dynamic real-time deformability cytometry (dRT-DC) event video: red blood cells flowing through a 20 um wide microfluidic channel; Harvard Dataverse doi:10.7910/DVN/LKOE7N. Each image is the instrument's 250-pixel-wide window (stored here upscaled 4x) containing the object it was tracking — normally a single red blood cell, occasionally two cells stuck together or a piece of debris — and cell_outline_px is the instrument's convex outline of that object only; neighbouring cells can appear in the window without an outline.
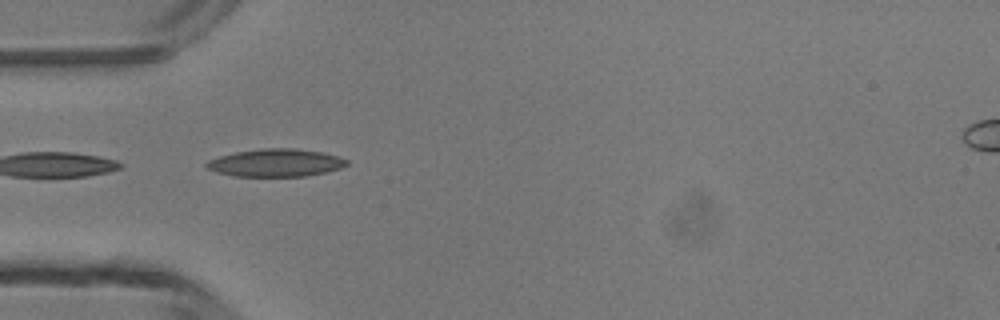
{"species": "common noctule bat (a hibernating species)", "species_latin": "Nyctalus noctula", "temperature_condition": "room temperature", "stored_images_in_passage": 2, "camera_frame_rate_fps": 3000, "um_per_image_px": 0.085, "animal": {"sex": "male", "body_mass_g": 13.3}, "frame": {"image": 1, "passage_image": 1, "time_ms": 0.0, "image_size_px": [1000, 320], "cell_outline_px": [[348, 164], [340, 168], [308, 176], [232, 176], [216, 172], [208, 168], [204, 164], [208, 160], [220, 156], [236, 152], [260, 148], [296, 148], [320, 152], [340, 156], [348, 160]], "centroid_in_image_um": [23.44, 13.83], "position_along_channel_um": 61.6, "area_um2": 22.66}}
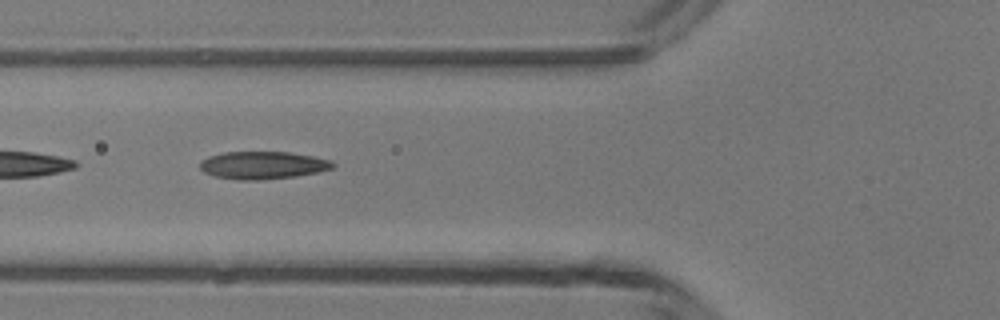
{"frame": {"image": 2, "passage_image": 2, "time_ms": 1.0, "image_size_px": [1000, 320], "cell_outline_px": [[336, 164], [332, 168], [320, 172], [296, 176], [256, 180], [236, 180], [216, 176], [204, 172], [200, 168], [200, 160], [208, 156], [224, 152], [288, 152], [312, 156], [332, 160]], "centroid_in_image_um": [22.34, 14.04], "position_along_channel_um": 103.5, "area_um2": 21.44}}